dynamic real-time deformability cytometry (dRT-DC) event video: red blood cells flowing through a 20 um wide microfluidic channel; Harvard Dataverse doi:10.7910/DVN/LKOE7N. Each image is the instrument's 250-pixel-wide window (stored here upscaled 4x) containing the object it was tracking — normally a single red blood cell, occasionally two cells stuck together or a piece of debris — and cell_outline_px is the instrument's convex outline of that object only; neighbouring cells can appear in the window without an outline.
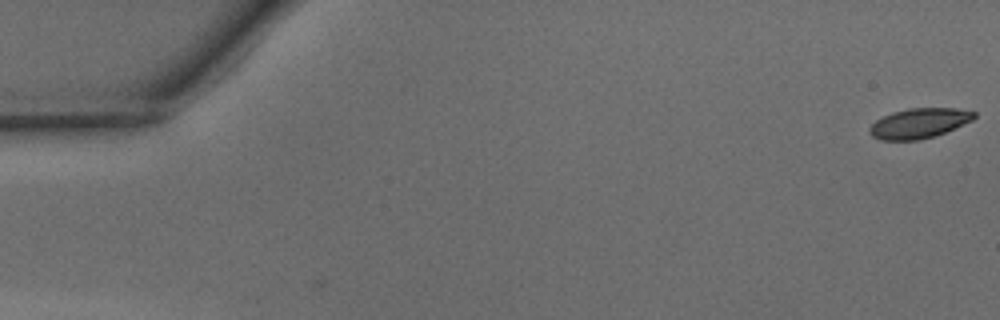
{"species": "common noctule bat (a hibernating species)", "species_latin": "Nyctalus noctula", "temperature_condition": "warm", "stored_images_in_passage": 2, "camera_frame_rate_fps": 3000, "um_per_image_px": 0.085, "animal": {"sex": "male", "body_mass_g": 15.6}, "frame": {"image": 1, "passage_image": 2, "time_ms": 0.333, "image_size_px": [1000, 320], "cell_outline_px": [[976, 116], [972, 120], [936, 136], [920, 140], [880, 140], [872, 136], [868, 132], [868, 128], [876, 120], [892, 112], [908, 108], [956, 108], [976, 112]], "centroid_in_image_um": [78.1, 10.48], "position_along_channel_um": 6.9, "area_um2": 18.32}}